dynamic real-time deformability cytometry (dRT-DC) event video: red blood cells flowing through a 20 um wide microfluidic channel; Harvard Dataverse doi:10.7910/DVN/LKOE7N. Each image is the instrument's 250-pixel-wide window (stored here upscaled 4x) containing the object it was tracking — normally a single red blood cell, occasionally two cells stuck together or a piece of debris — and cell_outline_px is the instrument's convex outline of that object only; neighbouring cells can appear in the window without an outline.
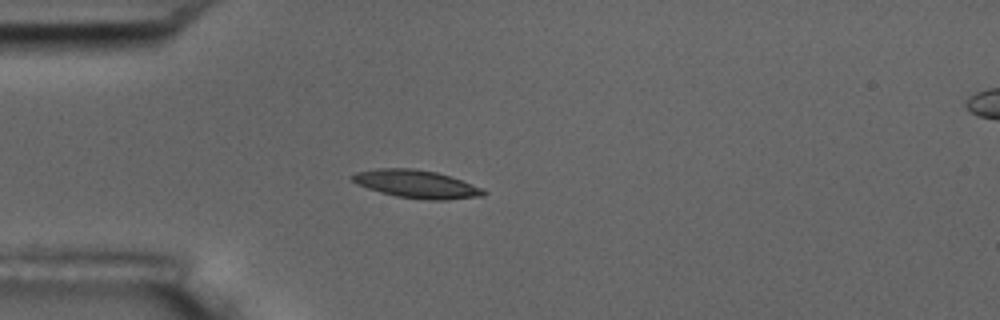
{"species": "common noctule bat (a hibernating species)", "species_latin": "Nyctalus noctula", "temperature_condition": "room temperature", "stored_images_in_passage": 5, "camera_frame_rate_fps": 3000, "um_per_image_px": 0.085, "animal": {"sex": "male", "body_mass_g": 17.5, "forearm_length_mm": 52.3}, "frame": {"image": 1, "passage_image": 4, "time_ms": 1.0, "image_size_px": [1000, 320], "cell_outline_px": [[488, 192], [484, 196], [448, 200], [428, 200], [396, 196], [380, 192], [356, 184], [348, 176], [356, 172], [376, 168], [412, 168], [436, 172], [484, 188]], "centroid_in_image_um": [35.39, 15.65], "position_along_channel_um": 49.6, "area_um2": 21.5}}